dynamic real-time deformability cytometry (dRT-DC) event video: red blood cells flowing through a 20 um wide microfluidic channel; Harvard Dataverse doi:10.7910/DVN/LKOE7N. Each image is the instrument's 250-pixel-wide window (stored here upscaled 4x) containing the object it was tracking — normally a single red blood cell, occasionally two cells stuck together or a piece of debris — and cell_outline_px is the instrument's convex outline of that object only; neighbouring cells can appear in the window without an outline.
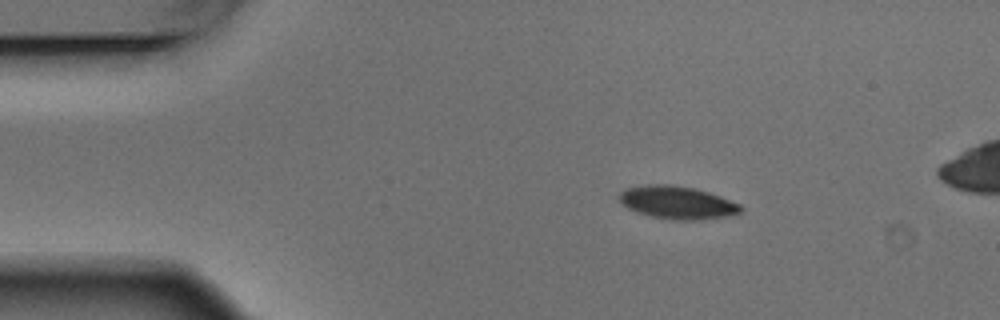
{"species": "Egyptian fruit bat (a non-hibernating species)", "species_latin": "Rousettus aegyptiacus", "temperature_condition": "warm", "stored_images_in_passage": 3, "camera_frame_rate_fps": 3000, "um_per_image_px": 0.085, "animal": {"sex": "male"}, "frame": {"image": 1, "passage_image": 1, "time_ms": 0.0, "image_size_px": [1000, 320], "cell_outline_px": [[744, 208], [740, 212], [724, 216], [700, 220], [672, 220], [652, 216], [636, 212], [628, 208], [620, 200], [620, 192], [624, 188], [648, 184], [668, 184], [692, 188], [708, 192], [720, 196], [740, 204]], "centroid_in_image_um": [57.55, 17.21], "position_along_channel_um": 27.4, "area_um2": 23.06}}